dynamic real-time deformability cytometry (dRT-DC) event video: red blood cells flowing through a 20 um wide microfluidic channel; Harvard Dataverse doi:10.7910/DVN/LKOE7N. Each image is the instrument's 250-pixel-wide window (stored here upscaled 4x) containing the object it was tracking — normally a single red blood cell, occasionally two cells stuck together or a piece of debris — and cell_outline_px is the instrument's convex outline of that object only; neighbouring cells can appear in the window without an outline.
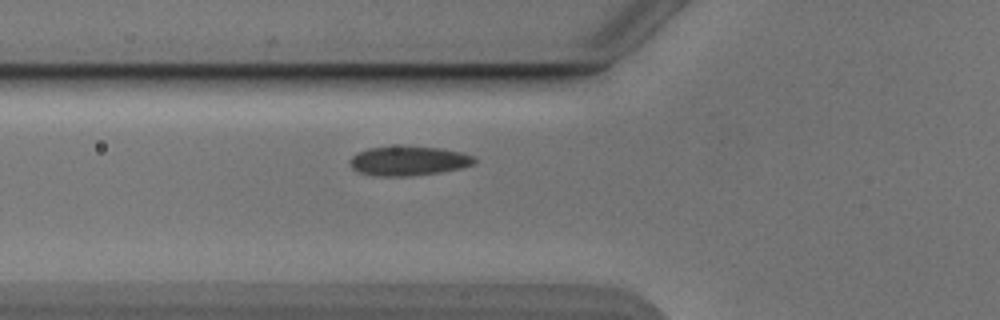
{"species": "Egyptian fruit bat (a non-hibernating species)", "species_latin": "Rousettus aegyptiacus", "temperature_condition": "cold", "stored_images_in_passage": 35, "camera_frame_rate_fps": 3000, "um_per_image_px": 0.085, "animal": {"sex": "male"}, "frame": {"image": 1, "passage_image": 2, "time_ms": 0.333, "image_size_px": [1000, 320], "cell_outline_px": [[476, 164], [460, 168], [440, 172], [412, 176], [372, 176], [360, 172], [352, 168], [348, 160], [356, 152], [368, 148], [440, 148], [464, 152], [472, 156], [476, 160]], "centroid_in_image_um": [34.72, 13.7], "position_along_channel_um": 91.1, "area_um2": 20.98}}
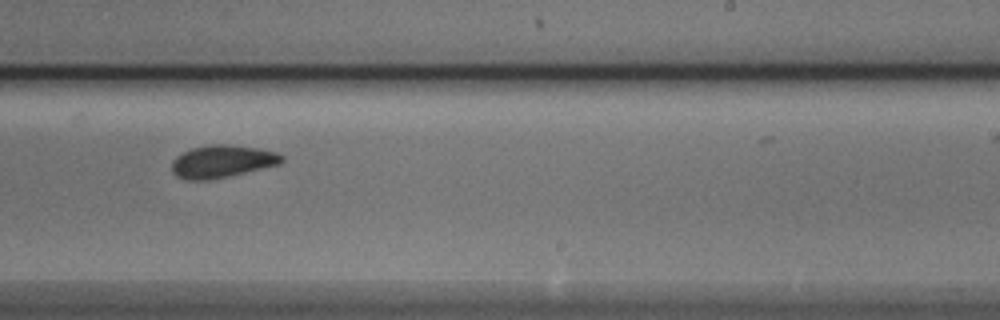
{"frame": {"image": 2, "passage_image": 16, "time_ms": 5.0, "image_size_px": [1000, 320], "cell_outline_px": [[284, 160], [280, 164], [228, 176], [208, 180], [184, 180], [176, 176], [172, 172], [172, 160], [176, 156], [192, 148], [208, 144], [228, 144], [260, 148], [276, 152], [284, 156]], "centroid_in_image_um": [18.87, 13.71], "position_along_channel_um": 270.1, "area_um2": 20.98}}
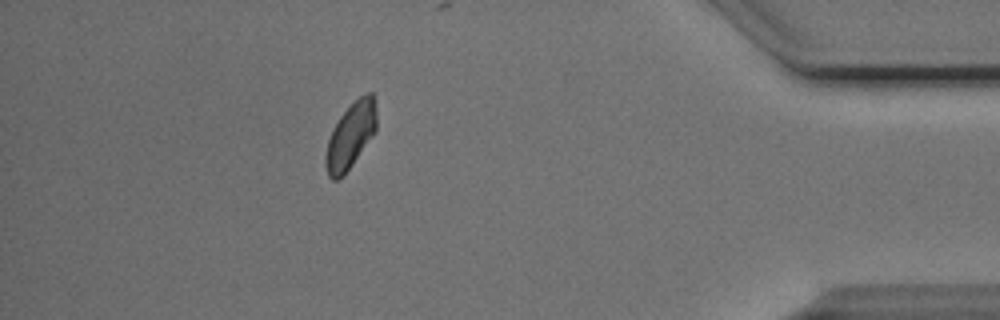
{"frame": {"image": 3, "passage_image": 30, "time_ms": 9.667, "image_size_px": [1000, 320], "cell_outline_px": [[376, 132], [352, 164], [336, 180], [332, 180], [328, 176], [324, 164], [324, 156], [328, 140], [332, 128], [340, 116], [364, 92], [372, 92], [376, 108]], "centroid_in_image_um": [29.79, 11.52], "position_along_channel_um": 405.4, "area_um2": 19.36}}